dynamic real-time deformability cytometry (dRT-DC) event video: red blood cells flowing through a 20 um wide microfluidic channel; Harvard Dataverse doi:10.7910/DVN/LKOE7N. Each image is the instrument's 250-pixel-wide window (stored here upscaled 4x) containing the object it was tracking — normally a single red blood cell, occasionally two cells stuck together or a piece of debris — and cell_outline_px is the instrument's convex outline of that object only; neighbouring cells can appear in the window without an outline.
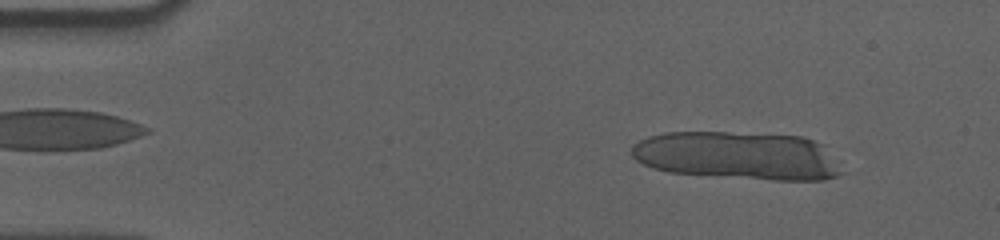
{"species": "human", "species_latin": "Homo sapiens", "temperature_condition": "cold", "stored_images_in_passage": 16, "camera_frame_rate_fps": 3000, "um_per_image_px": 0.085, "donor": {"sex": "male"}, "frame": {"image": 1, "passage_image": 6, "time_ms": 1.667, "image_size_px": [1000, 240], "cell_outline_px": [[844, 172], [836, 176], [824, 180], [772, 180], [668, 172], [652, 168], [636, 160], [632, 156], [632, 144], [648, 136], [668, 132], [728, 132], [800, 136], [824, 144]], "centroid_in_image_um": [62.72, 13.23], "position_along_channel_um": 22.3, "area_um2": 58.96}}